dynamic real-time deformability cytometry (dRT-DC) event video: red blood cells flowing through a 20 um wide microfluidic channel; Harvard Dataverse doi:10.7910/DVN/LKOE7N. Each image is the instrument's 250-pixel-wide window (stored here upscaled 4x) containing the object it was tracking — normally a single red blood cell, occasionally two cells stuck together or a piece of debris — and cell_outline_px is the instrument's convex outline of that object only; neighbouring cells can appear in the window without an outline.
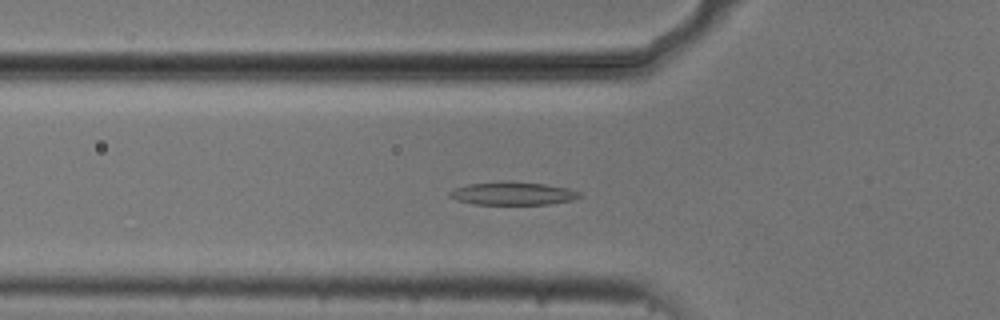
{"species": "common noctule bat (a hibernating species)", "species_latin": "Nyctalus noctula", "temperature_condition": "cold", "stored_images_in_passage": 54, "camera_frame_rate_fps": 3000, "um_per_image_px": 0.085, "animal": {"sex": "male", "body_mass_g": 20.5, "forearm_length_mm": 52.5}, "frame": {"image": 1, "passage_image": 18, "time_ms": 5.667, "image_size_px": [1000, 320], "cell_outline_px": [[580, 196], [572, 200], [548, 204], [476, 204], [456, 200], [448, 196], [448, 192], [456, 188], [468, 184], [504, 180], [548, 184], [580, 192]], "centroid_in_image_um": [43.54, 16.43], "position_along_channel_um": 82.3, "area_um2": 17.46}}
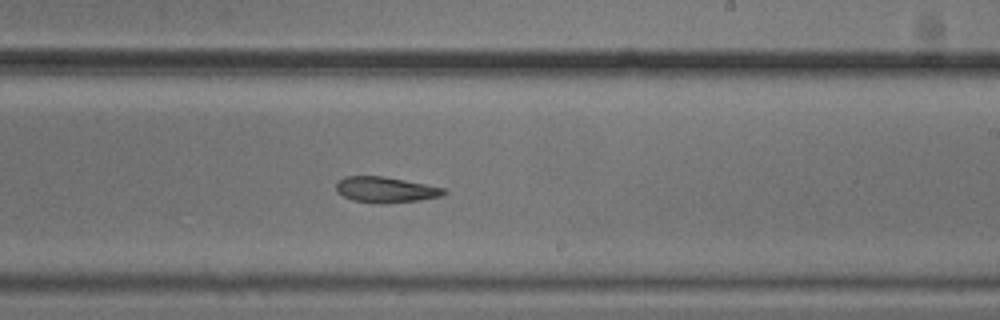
{"frame": {"image": 2, "passage_image": 32, "time_ms": 10.333, "image_size_px": [1000, 320], "cell_outline_px": [[448, 192], [444, 196], [420, 200], [352, 200], [336, 192], [336, 184], [344, 176], [384, 176], [444, 188]], "centroid_in_image_um": [32.79, 16.07], "position_along_channel_um": 256.2, "area_um2": 15.2}}
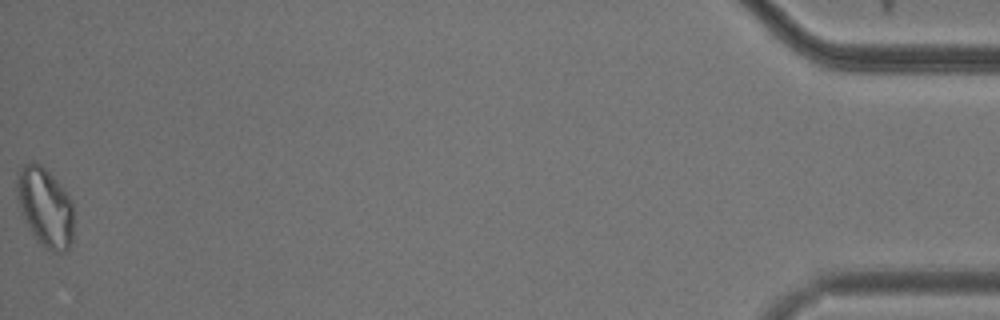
{"frame": {"image": 3, "passage_image": 54, "time_ms": 17.667, "image_size_px": [1000, 320], "cell_outline_px": [[72, 240], [68, 248], [64, 252], [52, 252], [44, 248], [36, 240], [24, 216], [20, 204], [16, 188], [16, 172], [24, 164], [32, 160], [40, 164], [56, 180], [72, 200]], "centroid_in_image_um": [3.83, 17.59], "position_along_channel_um": 431.4, "area_um2": 25.89}, "authors_computed_cell_mechanics": {"area_um2": 17.8024, "velocity_mm_per_s": 3.7124, "shape_relaxation_time_tau1_ms": 9.0357, "shape_relaxation_time_tau2_ms": 3.679, "deformation_change_tau1": 0.1596, "deformation_change_tau2": 0.1}}